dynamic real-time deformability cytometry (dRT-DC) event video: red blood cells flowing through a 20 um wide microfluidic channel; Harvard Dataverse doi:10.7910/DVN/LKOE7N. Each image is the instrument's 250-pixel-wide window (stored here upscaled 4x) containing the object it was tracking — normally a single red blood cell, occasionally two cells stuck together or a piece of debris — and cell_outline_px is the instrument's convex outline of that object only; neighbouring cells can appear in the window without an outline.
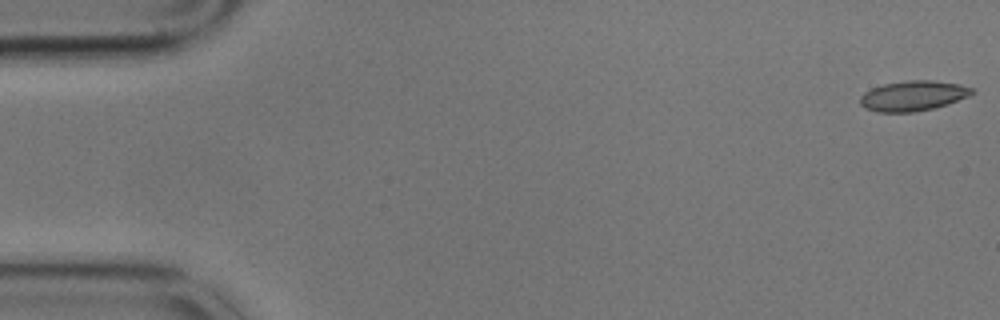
{"species": "common noctule bat (a hibernating species)", "species_latin": "Nyctalus noctula", "temperature_condition": "cold", "stored_images_in_passage": 58, "camera_frame_rate_fps": 3000, "um_per_image_px": 0.085, "animal": {"sex": "male", "body_mass_g": 17.9}, "frame": {"image": 1, "passage_image": 1, "time_ms": 0.0, "image_size_px": [1000, 320], "cell_outline_px": [[976, 92], [968, 96], [948, 104], [932, 108], [912, 112], [876, 112], [864, 108], [860, 104], [860, 96], [864, 92], [872, 88], [884, 84], [904, 80], [932, 80], [960, 84], [972, 88]], "centroid_in_image_um": [77.59, 8.14], "position_along_channel_um": 7.4, "area_um2": 19.71}}
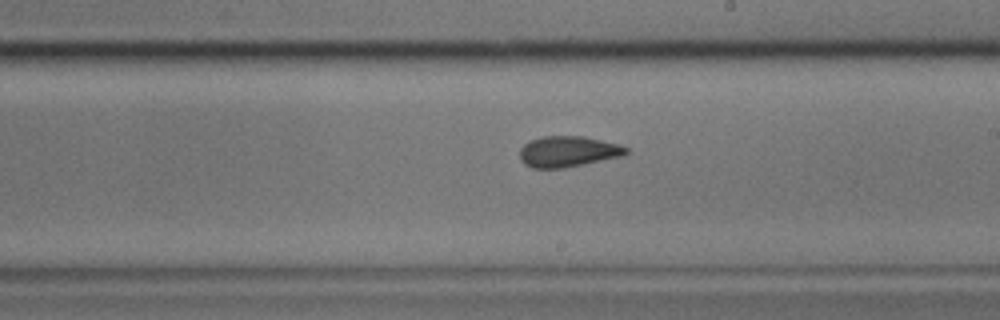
{"frame": {"image": 2, "passage_image": 33, "time_ms": 10.667, "image_size_px": [1000, 320], "cell_outline_px": [[628, 152], [624, 156], [564, 168], [532, 168], [524, 164], [520, 160], [520, 148], [524, 144], [532, 140], [544, 136], [584, 136], [620, 144], [628, 148]], "centroid_in_image_um": [48.3, 12.88], "position_along_channel_um": 240.7, "area_um2": 19.25}}
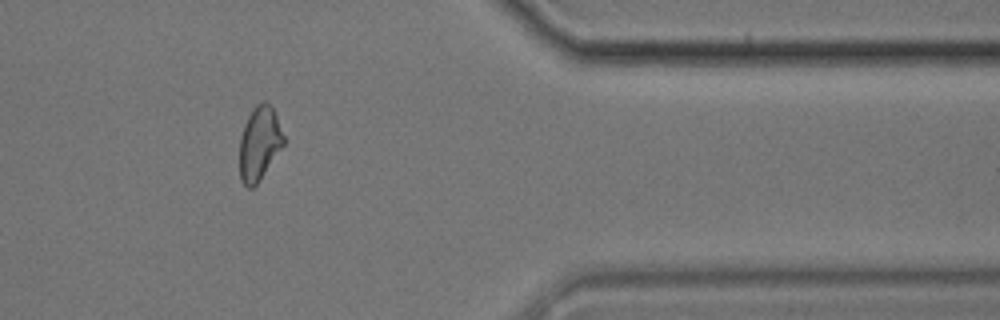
{"frame": {"image": 3, "passage_image": 48, "time_ms": 15.667, "image_size_px": [1000, 320], "cell_outline_px": [[284, 144], [260, 180], [252, 188], [248, 188], [240, 180], [240, 136], [244, 124], [252, 108], [256, 104], [264, 100], [272, 108], [276, 116], [284, 136]], "centroid_in_image_um": [22.03, 12.19], "position_along_channel_um": 389.4, "area_um2": 18.84}, "authors_computed_cell_mechanics": {"area_um2": 19.2763, "velocity_mm_per_s": 3.4062, "shape_relaxation_time_tau1_ms": 4.8954, "shape_relaxation_time_tau2_ms": 1.4888, "deformation_change_tau1": 0.144, "deformation_change_tau2": 0.0836}}